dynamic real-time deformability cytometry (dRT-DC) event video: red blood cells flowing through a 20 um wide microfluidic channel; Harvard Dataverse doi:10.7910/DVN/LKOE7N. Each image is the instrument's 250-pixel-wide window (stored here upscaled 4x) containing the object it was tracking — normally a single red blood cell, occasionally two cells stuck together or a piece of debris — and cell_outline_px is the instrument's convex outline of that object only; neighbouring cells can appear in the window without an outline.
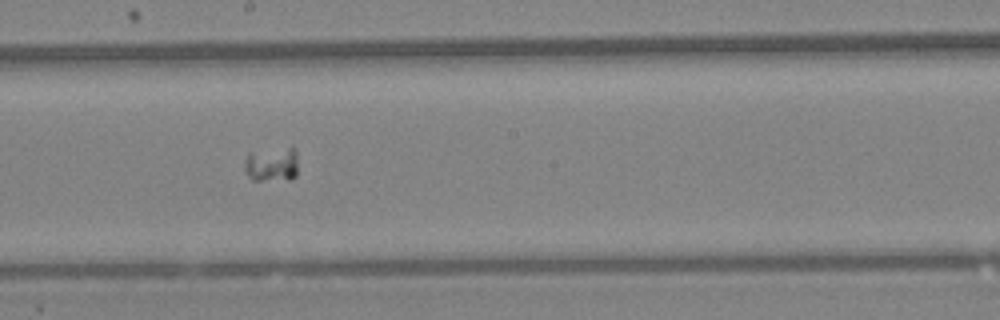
{"species": "Egyptian fruit bat (a non-hibernating species)", "species_latin": "Rousettus aegyptiacus", "temperature_condition": "warm", "stored_images_in_passage": 36, "camera_frame_rate_fps": 3000, "um_per_image_px": 0.085, "animal": {"sex": "female"}, "frame": {"image": 1, "passage_image": 16, "time_ms": 5.0, "image_size_px": [1000, 320], "cell_outline_px": [[296, 176], [288, 180], [252, 180], [244, 172], [244, 160], [248, 152], [288, 148], [292, 148], [296, 152]], "centroid_in_image_um": [23.04, 14.0], "position_along_channel_um": 225.2, "area_um2": 10.81}}